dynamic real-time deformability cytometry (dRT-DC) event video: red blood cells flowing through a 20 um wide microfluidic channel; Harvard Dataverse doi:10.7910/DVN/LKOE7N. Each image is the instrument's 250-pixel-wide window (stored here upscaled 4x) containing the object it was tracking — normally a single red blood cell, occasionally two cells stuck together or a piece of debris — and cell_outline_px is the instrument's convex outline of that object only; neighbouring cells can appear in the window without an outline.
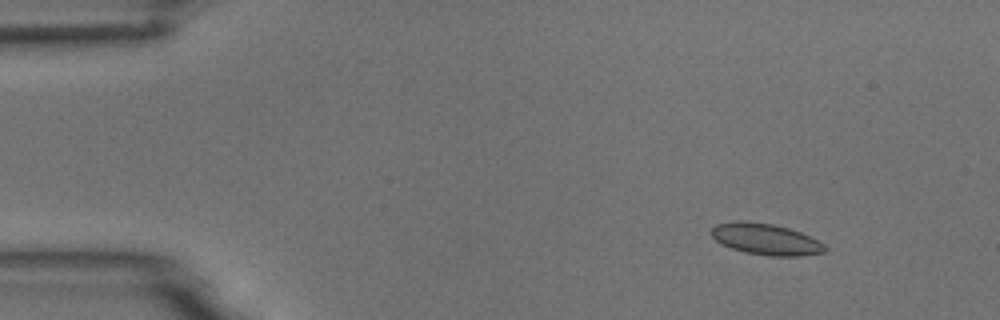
{"species": "common noctule bat (a hibernating species)", "species_latin": "Nyctalus noctula", "temperature_condition": "room temperature", "stored_images_in_passage": 4, "camera_frame_rate_fps": 3000, "um_per_image_px": 0.085, "animal": {"sex": "male", "body_mass_g": 18.8}, "frame": {"image": 1, "passage_image": 1, "time_ms": 0.0, "image_size_px": [1000, 320], "cell_outline_px": [[828, 248], [824, 252], [800, 256], [772, 256], [744, 252], [720, 244], [712, 236], [712, 228], [716, 224], [740, 220], [772, 224], [788, 228], [800, 232], [824, 244]], "centroid_in_image_um": [65.08, 20.33], "position_along_channel_um": 19.9, "area_um2": 20.52}}
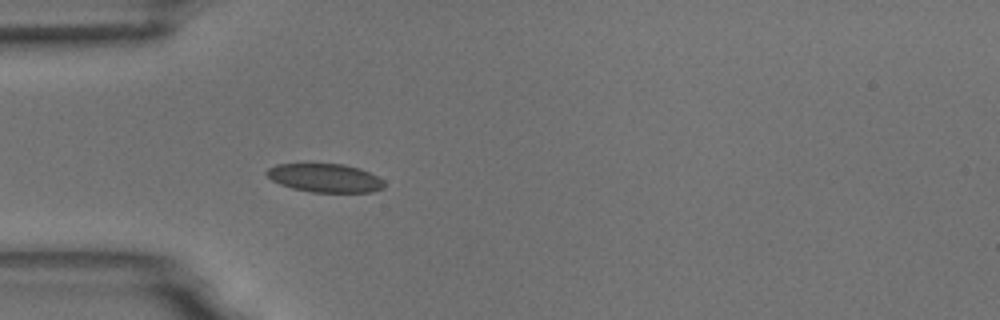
{"frame": {"image": 2, "passage_image": 4, "time_ms": 1.0, "image_size_px": [1000, 320], "cell_outline_px": [[384, 188], [372, 192], [312, 192], [292, 188], [280, 184], [272, 180], [264, 172], [268, 168], [276, 164], [304, 160], [312, 160], [344, 164], [360, 168], [384, 180]], "centroid_in_image_um": [27.55, 15.05], "position_along_channel_um": 57.4, "area_um2": 20.63}}